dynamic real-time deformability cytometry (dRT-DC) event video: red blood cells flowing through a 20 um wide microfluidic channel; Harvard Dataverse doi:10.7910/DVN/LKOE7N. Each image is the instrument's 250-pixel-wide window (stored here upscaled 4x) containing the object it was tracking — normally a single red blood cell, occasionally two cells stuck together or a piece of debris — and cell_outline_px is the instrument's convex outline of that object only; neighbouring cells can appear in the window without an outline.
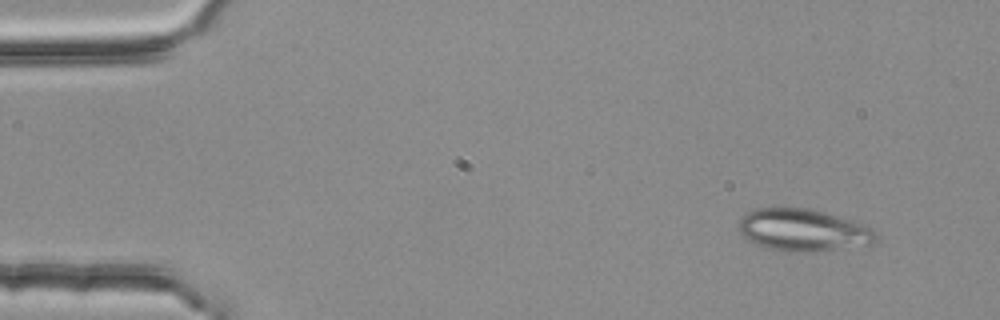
{"species": "common noctule bat (a hibernating species)", "species_latin": "Nyctalus noctula", "temperature_condition": "room temperature", "stored_images_in_passage": 5, "camera_frame_rate_fps": 3000, "um_per_image_px": 0.085, "animal": {"sex": "female", "body_mass_g": 25.1}, "frame": {"image": 1, "passage_image": 1, "time_ms": 0.0, "image_size_px": [1000, 320], "cell_outline_px": [[880, 240], [872, 244], [816, 252], [788, 252], [768, 248], [756, 244], [748, 240], [736, 228], [740, 216], [756, 208], [808, 208], [824, 212], [872, 228], [876, 232]], "centroid_in_image_um": [68.24, 19.57], "position_along_channel_um": 16.8, "area_um2": 33.93}}